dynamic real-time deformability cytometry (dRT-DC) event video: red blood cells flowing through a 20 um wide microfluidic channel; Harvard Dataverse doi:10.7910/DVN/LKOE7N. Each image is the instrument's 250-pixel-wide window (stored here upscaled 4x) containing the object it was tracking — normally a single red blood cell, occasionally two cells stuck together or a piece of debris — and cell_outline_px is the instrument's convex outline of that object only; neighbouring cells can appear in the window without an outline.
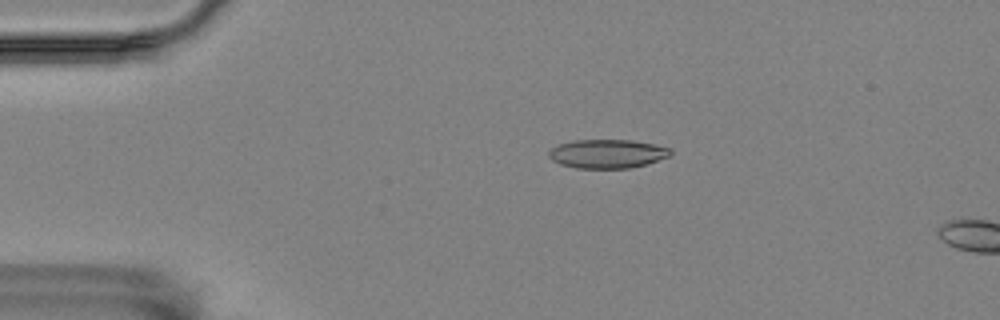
{"species": "Egyptian fruit bat (a non-hibernating species)", "species_latin": "Rousettus aegyptiacus", "temperature_condition": "room temperature", "stored_images_in_passage": 3, "camera_frame_rate_fps": 3000, "um_per_image_px": 0.085, "animal": {"sex": "female"}, "frame": {"image": 1, "passage_image": 1, "time_ms": 0.0, "image_size_px": [1000, 320], "cell_outline_px": [[672, 156], [644, 164], [628, 168], [576, 168], [560, 164], [552, 160], [548, 156], [548, 152], [552, 148], [560, 144], [572, 140], [632, 140], [656, 144], [672, 148]], "centroid_in_image_um": [51.65, 13.06], "position_along_channel_um": 33.4, "area_um2": 20.52}}